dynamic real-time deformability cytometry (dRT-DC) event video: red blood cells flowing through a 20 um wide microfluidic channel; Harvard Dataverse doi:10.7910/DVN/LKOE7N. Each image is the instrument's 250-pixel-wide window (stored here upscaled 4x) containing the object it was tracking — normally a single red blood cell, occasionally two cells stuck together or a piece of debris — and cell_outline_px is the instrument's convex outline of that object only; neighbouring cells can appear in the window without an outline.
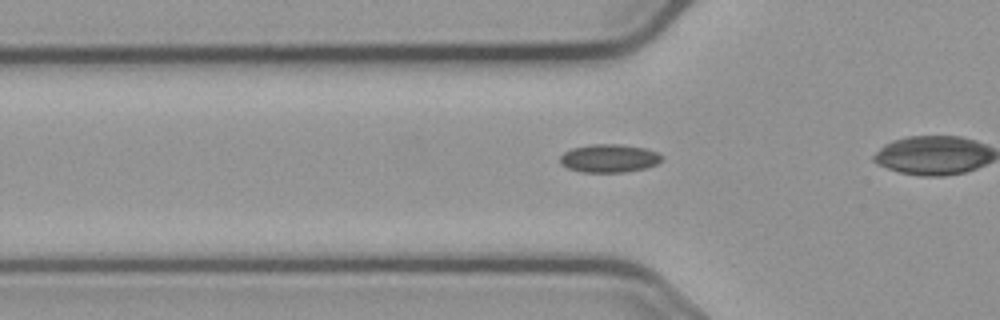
{"species": "common noctule bat (a hibernating species)", "species_latin": "Nyctalus noctula", "temperature_condition": "cold", "stored_images_in_passage": 28, "camera_frame_rate_fps": 3000, "um_per_image_px": 0.085, "animal": {"sex": "male", "body_mass_g": 23.1, "forearm_length_mm": 52.7}, "frame": {"image": 1, "passage_image": 6, "time_ms": 1.667, "image_size_px": [1000, 320], "cell_outline_px": [[664, 156], [656, 164], [644, 168], [624, 172], [584, 172], [568, 168], [560, 164], [560, 156], [564, 152], [572, 148], [592, 144], [620, 144], [644, 148], [656, 152]], "centroid_in_image_um": [51.75, 13.45], "position_along_channel_um": 74.0, "area_um2": 16.59}}
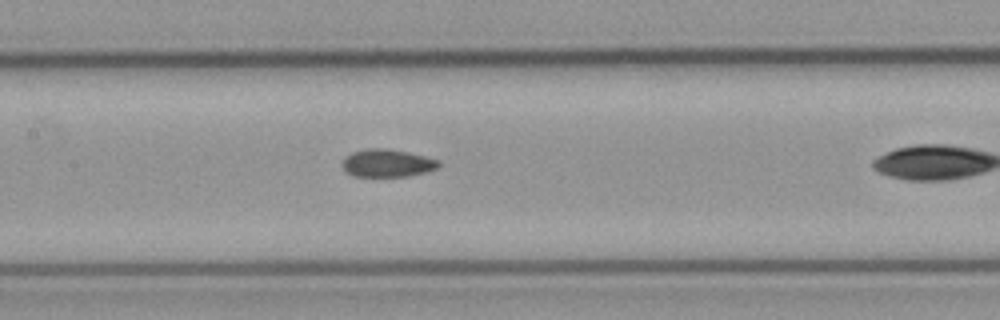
{"frame": {"image": 2, "passage_image": 14, "time_ms": 4.333, "image_size_px": [1000, 320], "cell_outline_px": [[440, 164], [436, 168], [424, 172], [408, 176], [352, 176], [344, 172], [340, 164], [352, 152], [368, 148], [384, 148], [408, 152], [424, 156], [436, 160]], "centroid_in_image_um": [32.85, 13.87], "position_along_channel_um": 174.6, "area_um2": 15.43}}
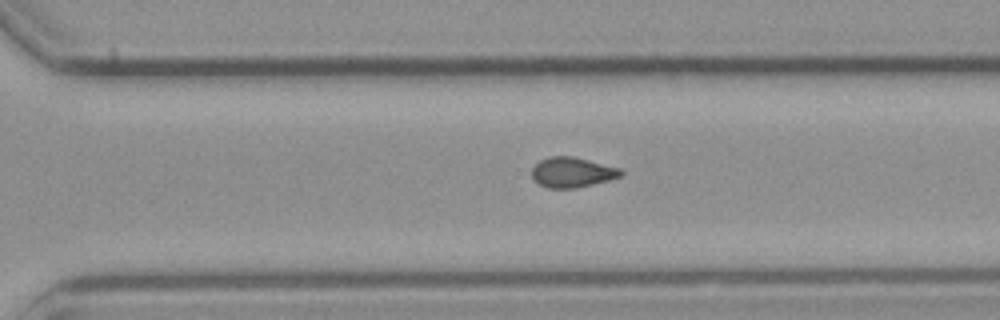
{"frame": {"image": 3, "passage_image": 26, "time_ms": 8.333, "image_size_px": [1000, 320], "cell_outline_px": [[624, 172], [620, 176], [608, 180], [576, 188], [548, 188], [532, 180], [532, 168], [540, 160], [548, 156], [572, 156], [620, 168]], "centroid_in_image_um": [48.6, 14.64], "position_along_channel_um": 322.0, "area_um2": 15.55}}